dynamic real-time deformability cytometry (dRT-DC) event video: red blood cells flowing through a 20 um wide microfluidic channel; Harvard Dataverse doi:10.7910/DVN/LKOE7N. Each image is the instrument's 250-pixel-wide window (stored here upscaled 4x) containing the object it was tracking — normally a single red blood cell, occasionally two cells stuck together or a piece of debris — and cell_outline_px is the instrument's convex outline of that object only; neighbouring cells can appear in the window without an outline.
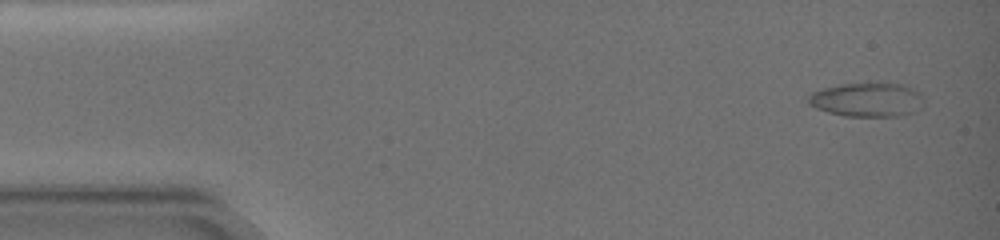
{"species": "common noctule bat (a hibernating species)", "species_latin": "Nyctalus noctula", "temperature_condition": "warm", "stored_images_in_passage": 33, "camera_frame_rate_fps": 3000, "um_per_image_px": 0.085, "animal": {"sex": "female", "body_mass_g": 19.0, "forearm_length_mm": 51.5}, "frame": {"image": 1, "passage_image": 2, "time_ms": 0.667, "image_size_px": [1000, 240], "cell_outline_px": [[924, 104], [920, 108], [912, 112], [900, 116], [844, 116], [828, 112], [816, 108], [808, 104], [808, 96], [812, 92], [824, 88], [840, 84], [868, 80], [888, 80], [904, 84], [920, 92], [924, 96]], "centroid_in_image_um": [73.76, 8.41], "position_along_channel_um": 11.2, "area_um2": 24.1}}
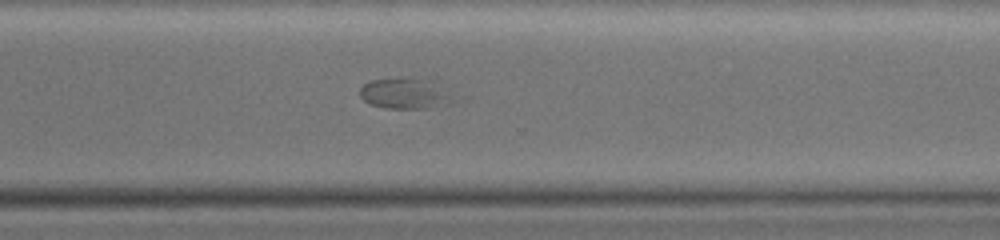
{"frame": {"image": 2, "passage_image": 25, "time_ms": 14.0, "image_size_px": [1000, 240], "cell_outline_px": [[472, 96], [464, 100], [452, 104], [424, 108], [384, 108], [368, 104], [360, 96], [360, 88], [364, 84], [372, 80], [396, 76], [420, 76], [432, 80]], "centroid_in_image_um": [34.8, 7.91], "position_along_channel_um": 335.8, "area_um2": 19.07}}
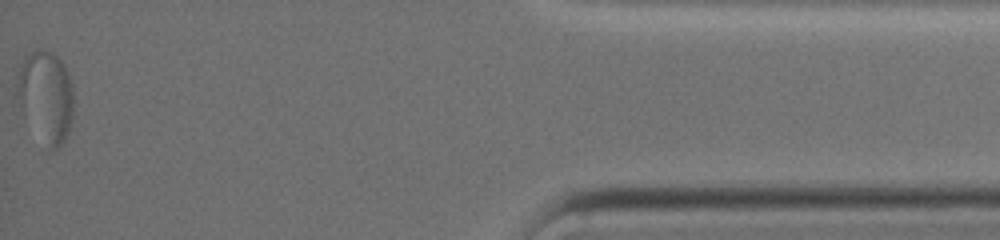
{"frame": {"image": 3, "passage_image": 33, "time_ms": 19.0, "image_size_px": [1000, 240], "cell_outline_px": [[72, 120], [68, 132], [64, 140], [56, 148], [48, 152], [20, 104], [16, 88], [16, 76], [24, 56], [28, 52], [36, 48], [40, 48], [52, 52], [64, 64], [68, 72], [72, 84]], "centroid_in_image_um": [3.9, 8.14], "position_along_channel_um": 431.3, "area_um2": 30.0}}